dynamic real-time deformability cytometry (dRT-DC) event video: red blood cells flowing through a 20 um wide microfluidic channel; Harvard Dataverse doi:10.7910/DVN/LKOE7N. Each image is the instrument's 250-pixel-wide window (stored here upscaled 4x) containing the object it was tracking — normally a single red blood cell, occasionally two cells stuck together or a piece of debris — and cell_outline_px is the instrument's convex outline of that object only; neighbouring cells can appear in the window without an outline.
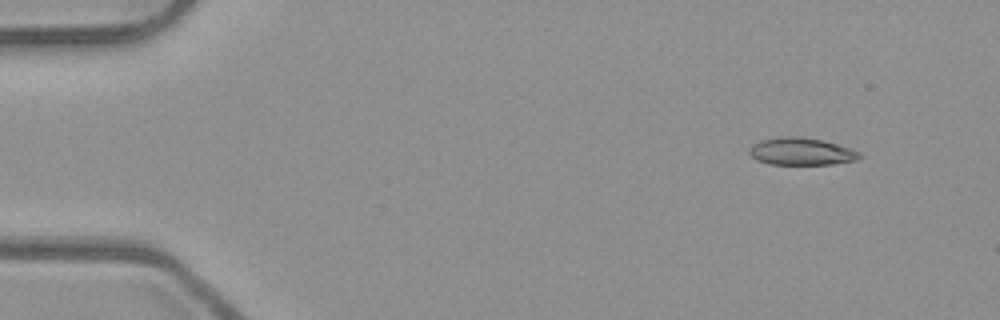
{"species": "common noctule bat (a hibernating species)", "species_latin": "Nyctalus noctula", "temperature_condition": "room temperature", "stored_images_in_passage": 5, "camera_frame_rate_fps": 3000, "um_per_image_px": 0.085, "animal": {"sex": "male", "body_mass_g": 23.1, "forearm_length_mm": 52.7}, "frame": {"image": 1, "passage_image": 2, "time_ms": 0.333, "image_size_px": [1000, 320], "cell_outline_px": [[864, 156], [856, 160], [832, 164], [768, 164], [756, 160], [748, 152], [748, 148], [752, 144], [760, 140], [784, 136], [800, 136], [820, 140], [836, 144], [860, 152]], "centroid_in_image_um": [68.07, 12.88], "position_along_channel_um": 16.9, "area_um2": 17.57}}
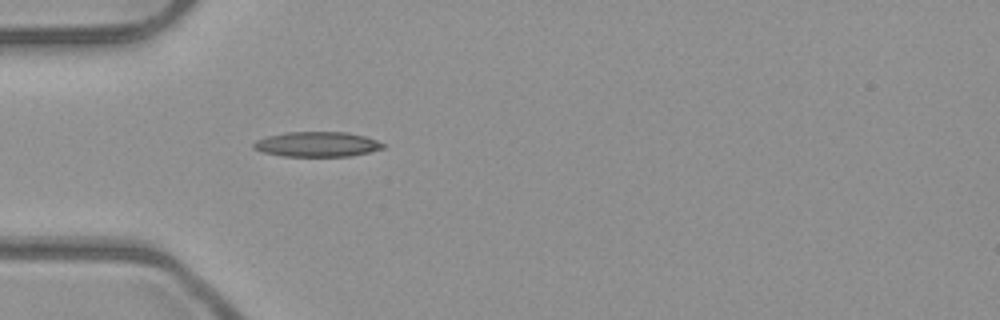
{"frame": {"image": 2, "passage_image": 5, "time_ms": 1.333, "image_size_px": [1000, 320], "cell_outline_px": [[388, 144], [384, 148], [352, 156], [280, 156], [264, 152], [252, 148], [252, 144], [256, 140], [268, 136], [288, 132], [348, 132], [364, 136]], "centroid_in_image_um": [26.97, 12.26], "position_along_channel_um": 58.0, "area_um2": 18.9}}